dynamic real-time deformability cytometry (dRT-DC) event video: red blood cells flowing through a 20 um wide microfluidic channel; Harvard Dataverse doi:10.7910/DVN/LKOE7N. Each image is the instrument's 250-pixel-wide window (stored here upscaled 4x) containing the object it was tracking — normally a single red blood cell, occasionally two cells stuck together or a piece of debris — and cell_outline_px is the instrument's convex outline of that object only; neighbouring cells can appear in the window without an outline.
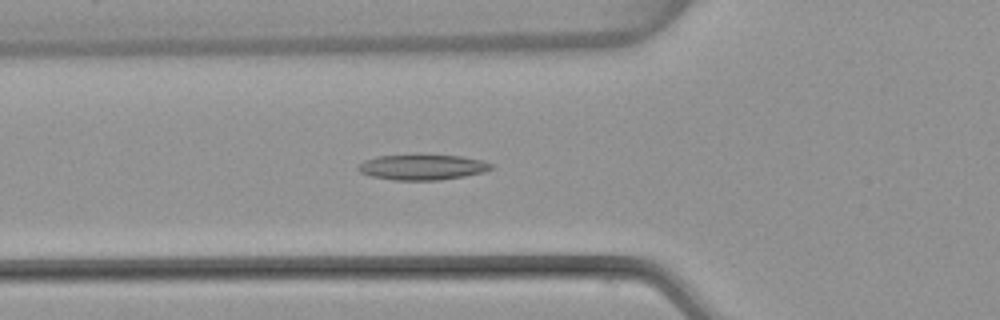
{"species": "common noctule bat (a hibernating species)", "species_latin": "Nyctalus noctula", "temperature_condition": "warm", "stored_images_in_passage": 49, "camera_frame_rate_fps": 3000, "um_per_image_px": 0.085, "animal": {"sex": "female", "body_mass_g": 22.7, "forearm_length_mm": 54.2}, "frame": {"image": 1, "passage_image": 15, "time_ms": 4.667, "image_size_px": [1000, 320], "cell_outline_px": [[492, 168], [484, 172], [464, 176], [440, 180], [392, 180], [372, 176], [360, 172], [356, 168], [364, 160], [376, 156], [460, 156], [484, 160], [492, 164]], "centroid_in_image_um": [35.91, 14.22], "position_along_channel_um": 89.9, "area_um2": 19.36}}
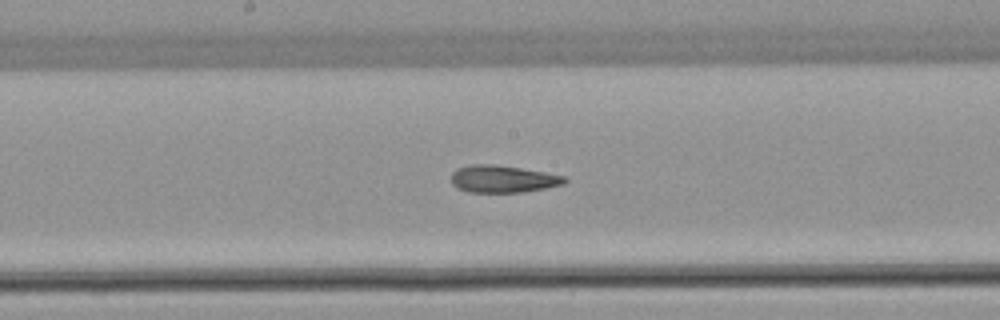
{"frame": {"image": 2, "passage_image": 24, "time_ms": 7.667, "image_size_px": [1000, 320], "cell_outline_px": [[568, 180], [564, 184], [524, 192], [468, 192], [456, 188], [452, 184], [452, 172], [456, 168], [472, 164], [492, 164], [520, 168], [544, 172], [564, 176]], "centroid_in_image_um": [42.71, 15.21], "position_along_channel_um": 205.5, "area_um2": 17.98}}
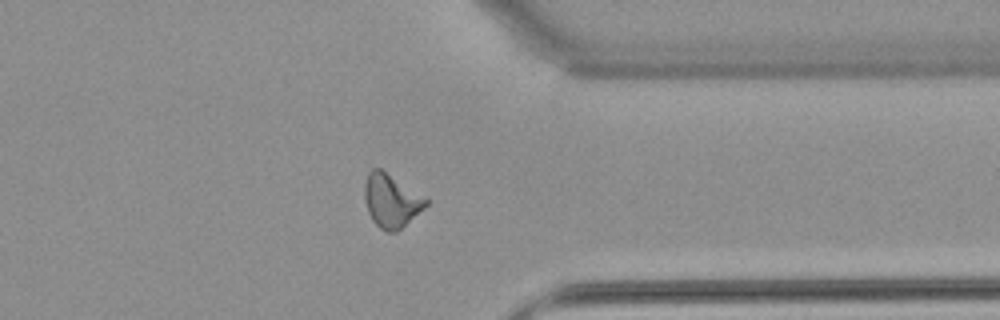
{"frame": {"image": 3, "passage_image": 38, "time_ms": 12.333, "image_size_px": [1000, 320], "cell_outline_px": [[428, 204], [424, 208], [396, 232], [388, 232], [380, 228], [372, 220], [368, 212], [364, 200], [364, 184], [368, 172], [372, 168], [380, 168], [428, 200]], "centroid_in_image_um": [33.2, 17.06], "position_along_channel_um": 378.2, "area_um2": 18.73}, "authors_computed_cell_mechanics": {"area_um2": 18.7272, "velocity_mm_per_s": 3.8345, "shape_relaxation_time_tau1_ms": null, "shape_relaxation_time_tau2_ms": 4.9504, "deformation_change_tau1": null, "deformation_change_tau2": 0.1381}}